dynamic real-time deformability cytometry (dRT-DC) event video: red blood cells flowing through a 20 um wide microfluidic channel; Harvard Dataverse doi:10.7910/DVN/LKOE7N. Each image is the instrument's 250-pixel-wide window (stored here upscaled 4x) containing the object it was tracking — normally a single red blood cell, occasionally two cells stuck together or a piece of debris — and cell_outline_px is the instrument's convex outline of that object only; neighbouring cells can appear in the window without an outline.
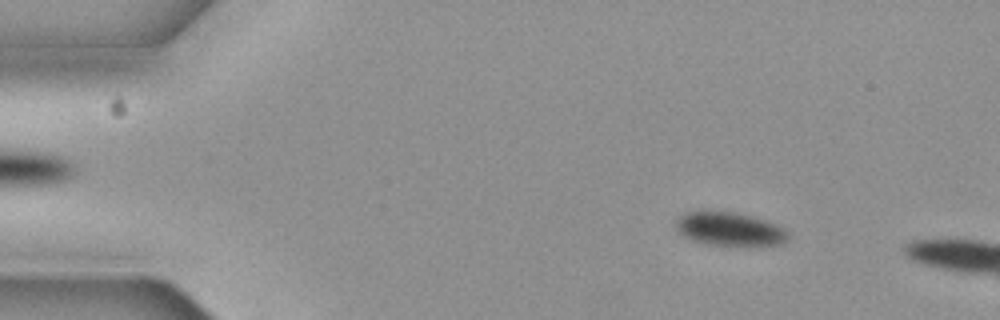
{"species": "common noctule bat (a hibernating species)", "species_latin": "Nyctalus noctula", "temperature_condition": "cold", "stored_images_in_passage": 5, "camera_frame_rate_fps": 3000, "um_per_image_px": 0.085, "animal": {"sex": "female", "body_mass_g": 19.3, "forearm_length_mm": 54.1}, "frame": {"image": 1, "passage_image": 2, "time_ms": 0.333, "image_size_px": [1000, 320], "cell_outline_px": [[788, 240], [784, 244], [764, 248], [736, 248], [704, 244], [688, 240], [676, 228], [676, 220], [680, 216], [688, 212], [732, 212], [764, 220], [776, 224], [784, 228], [788, 232]], "centroid_in_image_um": [62.1, 19.57], "position_along_channel_um": 22.9, "area_um2": 22.89}}